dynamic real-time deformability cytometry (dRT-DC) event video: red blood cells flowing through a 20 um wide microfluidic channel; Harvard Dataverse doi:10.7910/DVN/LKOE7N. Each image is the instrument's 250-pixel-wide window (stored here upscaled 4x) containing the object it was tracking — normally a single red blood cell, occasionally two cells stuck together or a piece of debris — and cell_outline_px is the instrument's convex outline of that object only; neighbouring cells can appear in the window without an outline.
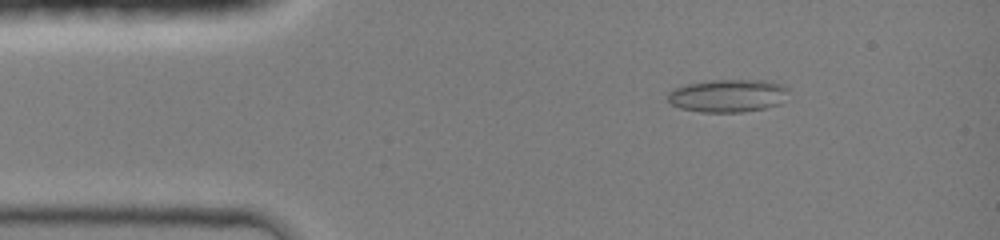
{"species": "common noctule bat (a hibernating species)", "species_latin": "Nyctalus noctula", "temperature_condition": "room temperature", "stored_images_in_passage": 44, "camera_frame_rate_fps": 3000, "um_per_image_px": 0.085, "animal": {"sex": "female", "body_mass_g": 19.0, "forearm_length_mm": 51.5}, "frame": {"image": 1, "passage_image": 6, "time_ms": 1.667, "image_size_px": [1000, 240], "cell_outline_px": [[788, 88], [780, 104], [764, 108], [740, 112], [700, 112], [680, 108], [672, 104], [668, 100], [668, 92], [672, 88], [688, 84], [712, 80], [764, 80], [784, 84]], "centroid_in_image_um": [61.85, 8.13], "position_along_channel_um": 23.2, "area_um2": 23.06}}
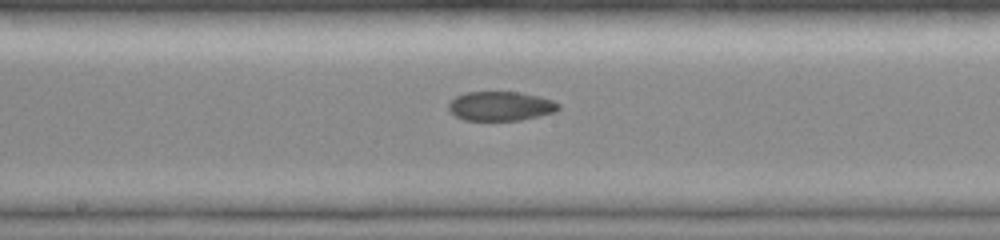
{"frame": {"image": 2, "passage_image": 23, "time_ms": 7.333, "image_size_px": [1000, 240], "cell_outline_px": [[560, 108], [556, 112], [540, 116], [520, 120], [464, 120], [456, 116], [448, 108], [448, 104], [456, 96], [464, 92], [520, 92], [540, 96], [552, 100], [560, 104]], "centroid_in_image_um": [42.58, 9.01], "position_along_channel_um": 205.6, "area_um2": 18.84}}
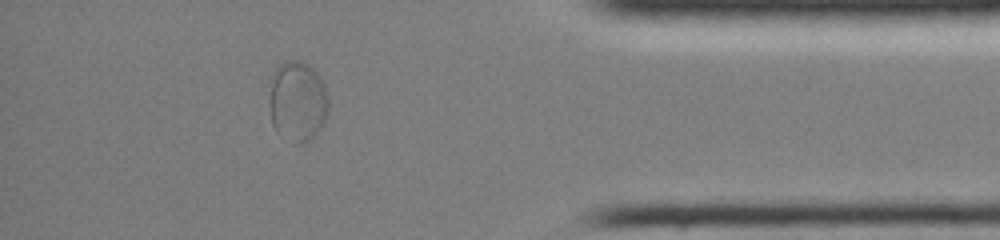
{"frame": {"image": 3, "passage_image": 39, "time_ms": 12.667, "image_size_px": [1000, 240], "cell_outline_px": [[328, 112], [320, 128], [308, 140], [300, 144], [292, 144], [276, 132], [272, 124], [268, 80], [276, 68], [284, 60], [300, 60], [308, 64], [320, 76], [324, 84], [328, 96]], "centroid_in_image_um": [25.26, 8.59], "position_along_channel_um": 409.9, "area_um2": 28.21}, "authors_computed_cell_mechanics": {"area_um2": 20.6346, "velocity_mm_per_s": 4.2194, "shape_relaxation_time_tau1_ms": null, "shape_relaxation_time_tau2_ms": 1.3169, "deformation_change_tau1": null, "deformation_change_tau2": 0.0379}}